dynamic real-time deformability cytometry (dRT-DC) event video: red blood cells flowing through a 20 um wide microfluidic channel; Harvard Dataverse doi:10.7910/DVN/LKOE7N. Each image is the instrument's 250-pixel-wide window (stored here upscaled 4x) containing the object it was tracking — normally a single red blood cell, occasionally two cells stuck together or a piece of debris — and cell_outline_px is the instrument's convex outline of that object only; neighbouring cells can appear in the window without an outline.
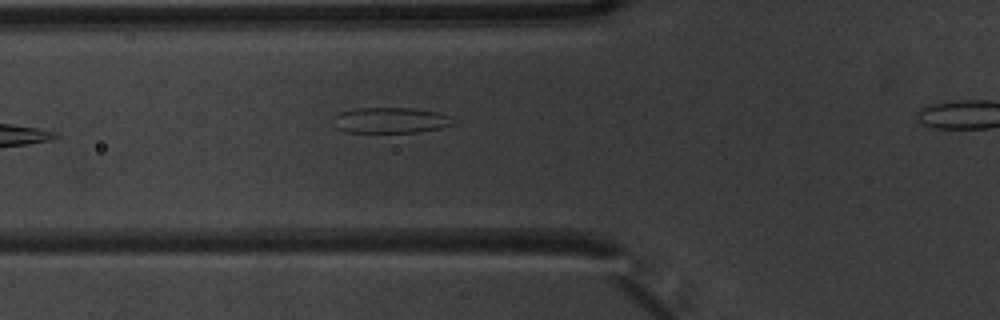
{"species": "common noctule bat (a hibernating species)", "species_latin": "Nyctalus noctula", "temperature_condition": "warm", "stored_images_in_passage": 8, "camera_frame_rate_fps": 3000, "um_per_image_px": 0.085, "animal": {"sex": "male", "body_mass_g": 20.1, "forearm_length_mm": 53.5}, "frame": {"image": 1, "passage_image": 7, "time_ms": 2.0, "image_size_px": [1000, 320], "cell_outline_px": [[456, 124], [440, 128], [420, 132], [344, 132], [336, 128], [332, 116], [340, 112], [356, 108], [412, 108], [440, 112], [452, 116]], "centroid_in_image_um": [33.22, 10.22], "position_along_channel_um": 92.6, "area_um2": 18.26}}